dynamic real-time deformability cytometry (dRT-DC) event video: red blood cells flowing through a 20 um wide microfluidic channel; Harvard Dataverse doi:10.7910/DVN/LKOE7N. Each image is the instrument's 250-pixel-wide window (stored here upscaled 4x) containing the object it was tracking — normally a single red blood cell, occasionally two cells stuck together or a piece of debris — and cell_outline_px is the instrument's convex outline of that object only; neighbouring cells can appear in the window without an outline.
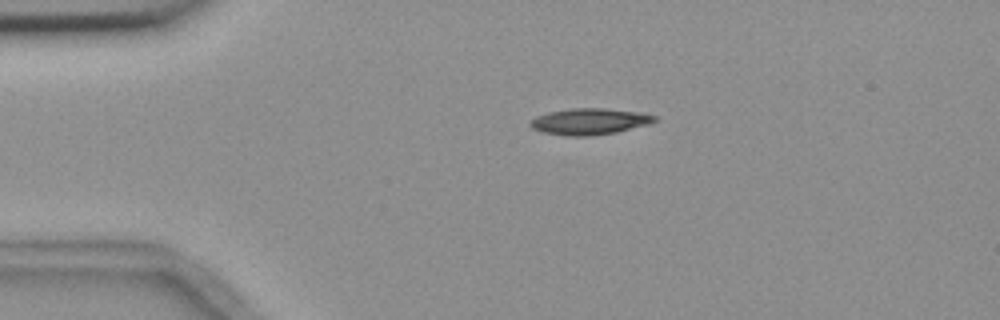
{"species": "common noctule bat (a hibernating species)", "species_latin": "Nyctalus noctula", "temperature_condition": "room temperature", "stored_images_in_passage": 3, "camera_frame_rate_fps": 3000, "um_per_image_px": 0.085, "animal": {"sex": "female", "body_mass_g": 18.4}, "frame": {"image": 1, "passage_image": 2, "time_ms": 2.333, "image_size_px": [1000, 320], "cell_outline_px": [[656, 120], [648, 124], [616, 132], [592, 136], [564, 136], [544, 132], [532, 128], [528, 124], [536, 116], [548, 112], [572, 108], [604, 108], [636, 112], [656, 116]], "centroid_in_image_um": [50.06, 10.33], "position_along_channel_um": 34.9, "area_um2": 18.9}}